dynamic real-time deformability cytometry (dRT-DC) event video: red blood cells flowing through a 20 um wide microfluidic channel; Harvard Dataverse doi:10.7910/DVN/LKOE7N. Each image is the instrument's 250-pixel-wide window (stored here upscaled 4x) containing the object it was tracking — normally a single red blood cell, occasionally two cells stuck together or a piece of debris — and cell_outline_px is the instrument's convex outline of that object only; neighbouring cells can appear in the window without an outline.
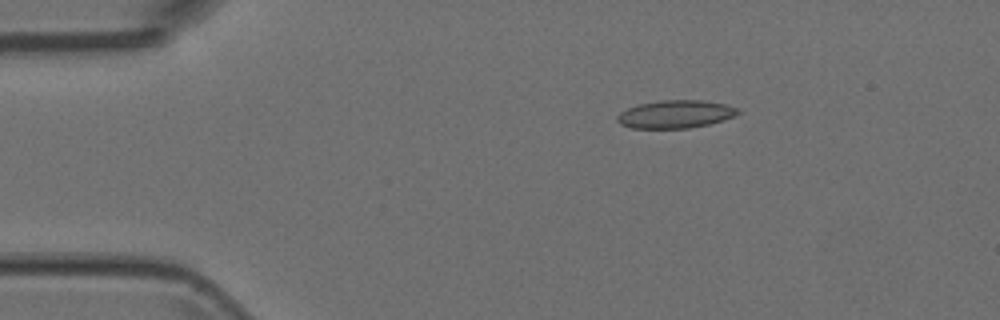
{"species": "Egyptian fruit bat (a non-hibernating species)", "species_latin": "Rousettus aegyptiacus", "temperature_condition": "room temperature", "stored_images_in_passage": 4, "camera_frame_rate_fps": 3000, "um_per_image_px": 0.085, "animal": {"sex": "female"}, "frame": {"image": 1, "passage_image": 1, "time_ms": 0.0, "image_size_px": [1000, 320], "cell_outline_px": [[740, 112], [732, 116], [708, 124], [688, 128], [632, 128], [620, 124], [616, 120], [616, 116], [620, 112], [636, 104], [660, 100], [700, 100], [724, 104], [740, 108]], "centroid_in_image_um": [57.36, 9.7], "position_along_channel_um": 27.6, "area_um2": 19.54}}
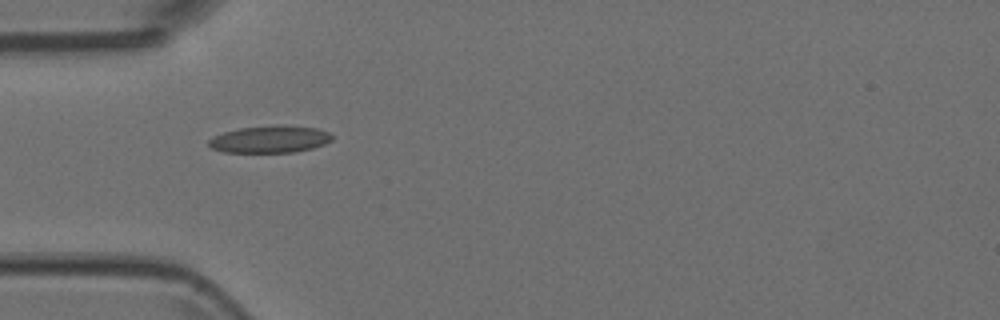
{"frame": {"image": 2, "passage_image": 3, "time_ms": 0.667, "image_size_px": [1000, 320], "cell_outline_px": [[332, 140], [324, 144], [312, 148], [296, 152], [224, 152], [212, 148], [208, 144], [208, 140], [212, 136], [224, 132], [240, 128], [276, 124], [280, 124], [316, 128], [328, 132], [332, 136]], "centroid_in_image_um": [22.93, 11.82], "position_along_channel_um": 62.1, "area_um2": 19.59}}
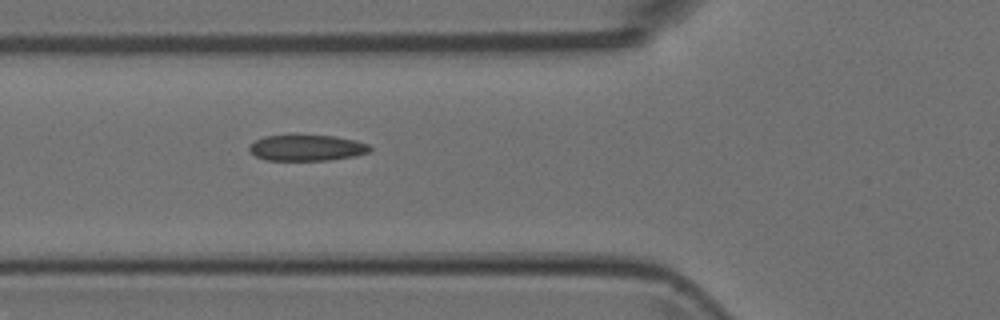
{"frame": {"image": 3, "passage_image": 4, "time_ms": 1.0, "image_size_px": [1000, 320], "cell_outline_px": [[372, 148], [368, 152], [356, 156], [328, 160], [264, 160], [256, 156], [248, 148], [256, 140], [264, 136], [336, 136], [356, 140], [368, 144]], "centroid_in_image_um": [26.12, 12.57], "position_along_channel_um": 99.7, "area_um2": 18.03}}